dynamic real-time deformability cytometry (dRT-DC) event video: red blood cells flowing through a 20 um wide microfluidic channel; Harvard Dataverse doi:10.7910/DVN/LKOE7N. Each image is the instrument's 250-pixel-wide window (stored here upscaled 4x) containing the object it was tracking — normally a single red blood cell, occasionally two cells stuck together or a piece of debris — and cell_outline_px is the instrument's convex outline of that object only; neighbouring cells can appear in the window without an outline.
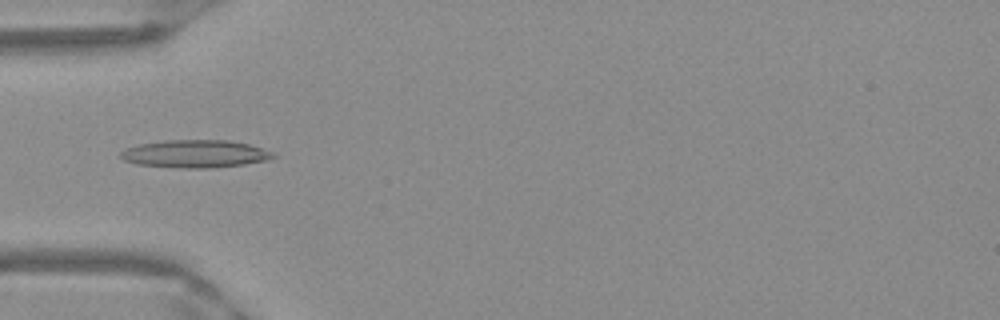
{"species": "Egyptian fruit bat (a non-hibernating species)", "species_latin": "Rousettus aegyptiacus", "temperature_condition": "warm", "stored_images_in_passage": 38, "camera_frame_rate_fps": 3000, "um_per_image_px": 0.085, "frame": {"image": 1, "passage_image": 4, "time_ms": 1.0, "image_size_px": [1000, 320], "cell_outline_px": [[276, 156], [268, 160], [244, 164], [212, 168], [184, 168], [136, 164], [124, 160], [120, 156], [120, 152], [124, 148], [140, 144], [164, 140], [228, 140], [248, 144], [272, 152]], "centroid_in_image_um": [16.56, 13.07], "position_along_channel_um": 68.4, "area_um2": 24.57}}
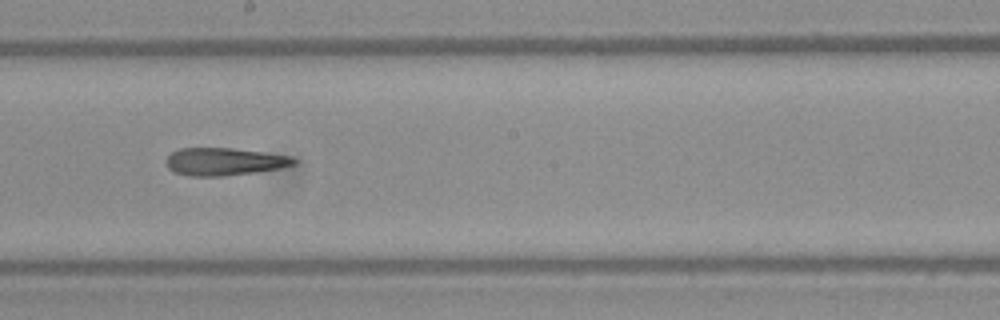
{"frame": {"image": 2, "passage_image": 16, "time_ms": 5.0, "image_size_px": [1000, 320], "cell_outline_px": [[300, 160], [296, 164], [280, 168], [256, 172], [220, 176], [188, 176], [172, 172], [168, 168], [164, 160], [172, 152], [180, 148], [232, 148], [292, 156]], "centroid_in_image_um": [19.06, 13.74], "position_along_channel_um": 229.1, "area_um2": 20.75}}
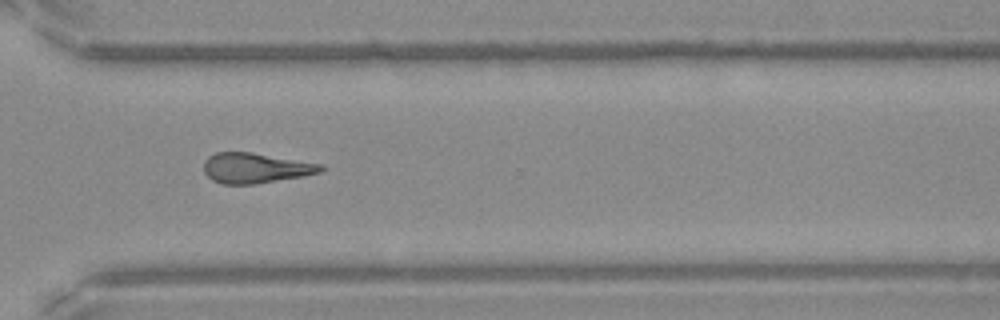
{"frame": {"image": 3, "passage_image": 25, "time_ms": 8.0, "image_size_px": [1000, 320], "cell_outline_px": [[324, 168], [320, 172], [304, 176], [256, 184], [224, 184], [212, 180], [204, 172], [204, 160], [208, 156], [216, 152], [252, 152], [324, 164]], "centroid_in_image_um": [21.73, 14.27], "position_along_channel_um": 348.9, "area_um2": 20.75}, "authors_computed_cell_mechanics": {"area_um2": 20.8369, "velocity_mm_per_s": 3.9901, "shape_relaxation_time_tau1_ms": null, "shape_relaxation_time_tau2_ms": 5.5409, "deformation_change_tau1": null, "deformation_change_tau2": 0.2084}}